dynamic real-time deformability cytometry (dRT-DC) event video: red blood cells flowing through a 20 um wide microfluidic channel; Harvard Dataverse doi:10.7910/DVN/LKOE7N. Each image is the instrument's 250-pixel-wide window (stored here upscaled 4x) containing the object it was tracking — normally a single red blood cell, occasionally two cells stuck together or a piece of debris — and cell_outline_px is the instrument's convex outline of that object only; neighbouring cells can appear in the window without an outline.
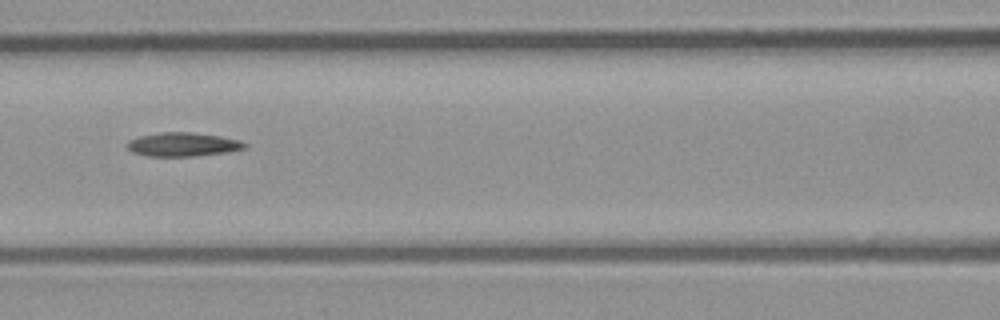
{"species": "common noctule bat (a hibernating species)", "species_latin": "Nyctalus noctula", "temperature_condition": "room temperature", "stored_images_in_passage": 6, "camera_frame_rate_fps": 3000, "um_per_image_px": 0.085, "animal": {"sex": "male", "body_mass_g": 23.1, "forearm_length_mm": 52.7}, "frame": {"image": 1, "passage_image": 5, "time_ms": 1.333, "image_size_px": [1000, 320], "cell_outline_px": [[248, 144], [244, 148], [228, 152], [196, 156], [148, 156], [132, 152], [128, 148], [128, 144], [132, 140], [140, 136], [160, 132], [192, 132], [220, 136], [240, 140]], "centroid_in_image_um": [15.59, 12.28], "position_along_channel_um": 151.0, "area_um2": 16.18}}
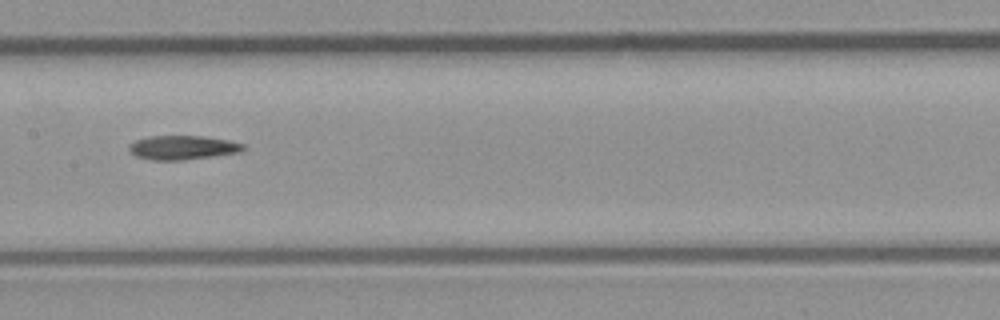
{"frame": {"image": 2, "passage_image": 6, "time_ms": 1.667, "image_size_px": [1000, 320], "cell_outline_px": [[244, 148], [240, 152], [184, 160], [152, 160], [136, 156], [128, 148], [136, 140], [148, 136], [200, 136], [228, 140], [244, 144]], "centroid_in_image_um": [15.52, 12.54], "position_along_channel_um": 191.9, "area_um2": 15.78}}